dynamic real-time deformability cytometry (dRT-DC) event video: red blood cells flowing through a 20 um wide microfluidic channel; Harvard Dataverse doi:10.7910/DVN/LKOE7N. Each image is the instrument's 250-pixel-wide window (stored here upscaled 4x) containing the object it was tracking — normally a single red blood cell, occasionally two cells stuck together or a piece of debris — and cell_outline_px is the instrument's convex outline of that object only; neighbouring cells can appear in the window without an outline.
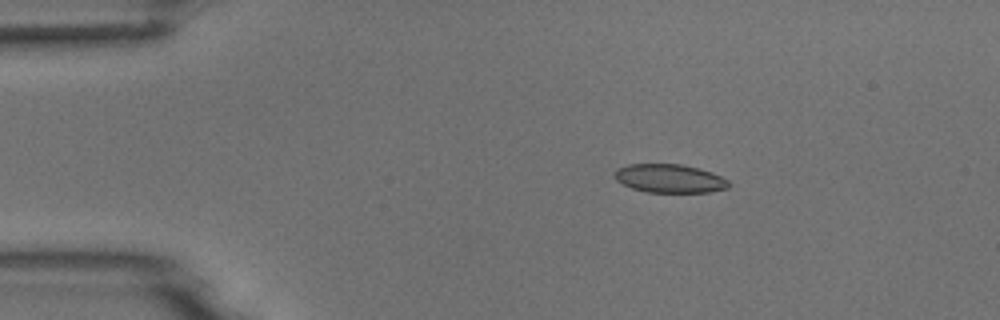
{"species": "common noctule bat (a hibernating species)", "species_latin": "Nyctalus noctula", "temperature_condition": "room temperature", "stored_images_in_passage": 3, "camera_frame_rate_fps": 3000, "um_per_image_px": 0.085, "animal": {"sex": "male", "body_mass_g": 18.8}, "frame": {"image": 1, "passage_image": 2, "time_ms": 1.0, "image_size_px": [1000, 320], "cell_outline_px": [[732, 184], [728, 188], [708, 192], [648, 192], [632, 188], [616, 180], [612, 176], [616, 168], [628, 164], [680, 164], [712, 172], [728, 180]], "centroid_in_image_um": [56.9, 15.17], "position_along_channel_um": 28.1, "area_um2": 19.02}}